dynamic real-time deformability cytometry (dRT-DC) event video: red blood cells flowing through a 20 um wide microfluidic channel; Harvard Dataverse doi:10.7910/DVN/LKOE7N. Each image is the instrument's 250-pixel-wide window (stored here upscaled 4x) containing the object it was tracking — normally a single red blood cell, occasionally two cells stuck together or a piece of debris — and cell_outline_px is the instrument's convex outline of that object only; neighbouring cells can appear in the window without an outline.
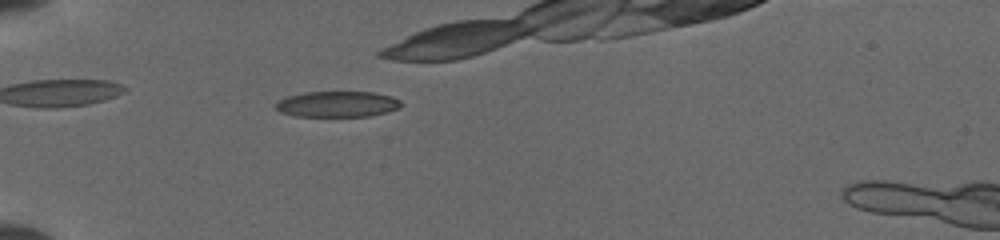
{"species": "common noctule bat (a hibernating species)", "species_latin": "Nyctalus noctula", "temperature_condition": "cold", "stored_images_in_passage": 30, "camera_frame_rate_fps": 3000, "um_per_image_px": 0.085, "animal": {"sex": "female", "body_mass_g": 19.5, "forearm_length_mm": 54.1}, "frame": {"image": 1, "passage_image": 4, "time_ms": 1.0, "image_size_px": [1000, 240], "cell_outline_px": [[404, 104], [400, 108], [388, 112], [368, 116], [292, 116], [280, 112], [276, 108], [276, 100], [288, 96], [304, 92], [372, 92], [392, 96], [400, 100]], "centroid_in_image_um": [28.69, 8.85], "position_along_channel_um": 56.3, "area_um2": 19.07}}
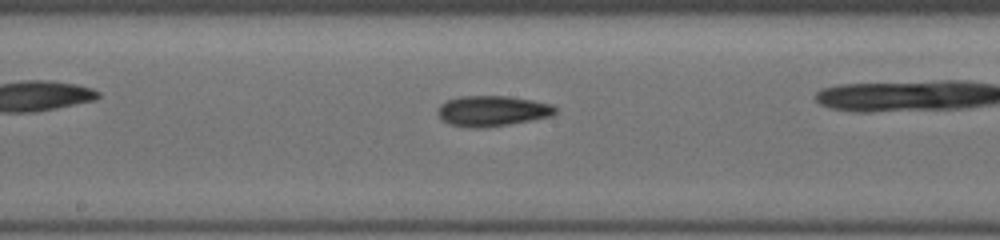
{"frame": {"image": 2, "passage_image": 16, "time_ms": 5.0, "image_size_px": [1000, 240], "cell_outline_px": [[556, 112], [552, 116], [532, 120], [484, 128], [468, 128], [448, 124], [440, 120], [436, 112], [436, 108], [440, 104], [448, 100], [460, 96], [508, 96], [532, 100], [552, 104], [556, 108]], "centroid_in_image_um": [41.79, 9.44], "position_along_channel_um": 206.4, "area_um2": 21.21}}
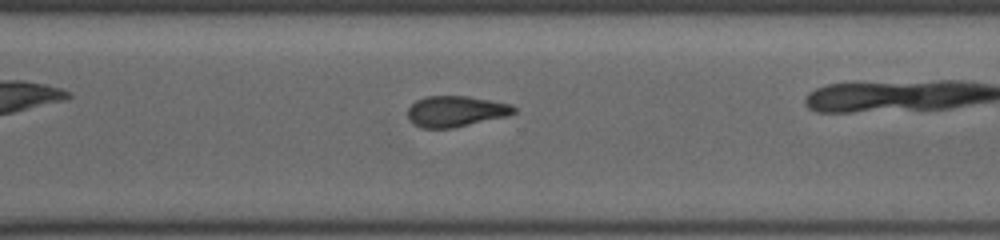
{"frame": {"image": 3, "passage_image": 25, "time_ms": 8.0, "image_size_px": [1000, 240], "cell_outline_px": [[516, 112], [512, 116], [452, 128], [420, 128], [412, 124], [408, 120], [408, 108], [416, 100], [428, 96], [468, 96], [512, 104], [516, 108]], "centroid_in_image_um": [38.77, 9.47], "position_along_channel_um": 331.8, "area_um2": 19.48}}